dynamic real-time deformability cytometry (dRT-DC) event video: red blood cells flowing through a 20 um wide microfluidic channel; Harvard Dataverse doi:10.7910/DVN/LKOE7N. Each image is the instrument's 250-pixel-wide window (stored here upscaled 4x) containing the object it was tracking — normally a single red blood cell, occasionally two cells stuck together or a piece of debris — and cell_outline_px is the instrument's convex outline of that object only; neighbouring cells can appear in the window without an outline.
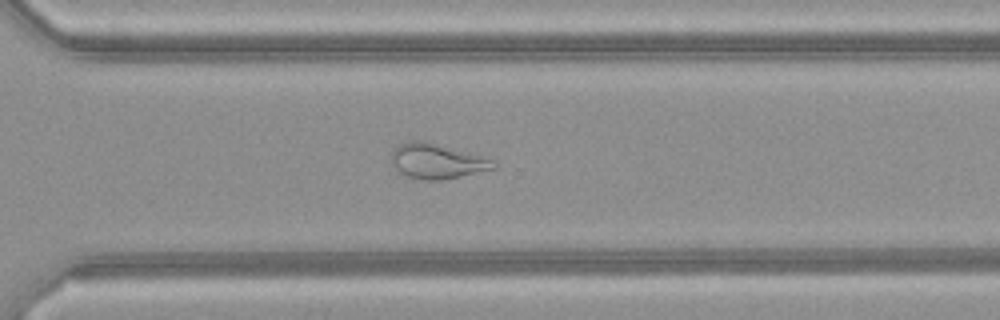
{"species": "common noctule bat (a hibernating species)", "species_latin": "Nyctalus noctula", "temperature_condition": "warm", "stored_images_in_passage": 41, "camera_frame_rate_fps": 3000, "um_per_image_px": 0.085, "animal": {"sex": "female", "body_mass_g": 21.9}, "frame": {"image": 1, "passage_image": 27, "time_ms": 8.667, "image_size_px": [1000, 320], "cell_outline_px": [[496, 168], [444, 180], [420, 180], [404, 176], [392, 164], [392, 152], [400, 144], [412, 140], [424, 140], [496, 160]], "centroid_in_image_um": [37.15, 13.71], "position_along_channel_um": 333.5, "area_um2": 20.87}}
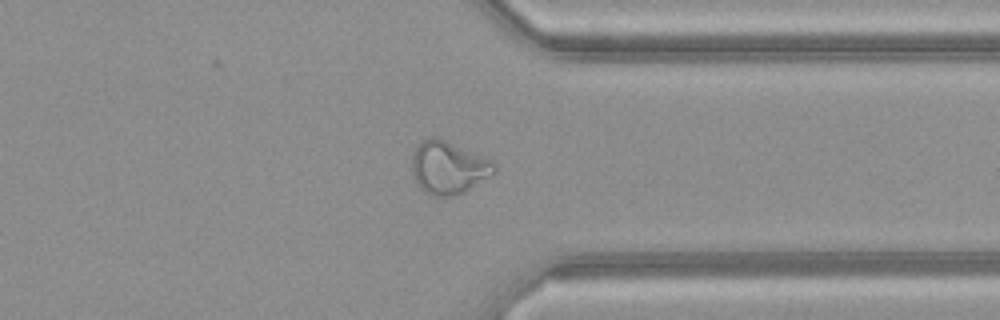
{"frame": {"image": 2, "passage_image": 30, "time_ms": 9.667, "image_size_px": [1000, 320], "cell_outline_px": [[496, 172], [464, 192], [456, 196], [432, 196], [424, 192], [416, 184], [412, 172], [412, 152], [416, 144], [420, 140], [428, 136], [440, 136], [492, 160], [496, 164]], "centroid_in_image_um": [38.08, 14.2], "position_along_channel_um": 373.3, "area_um2": 26.07}}
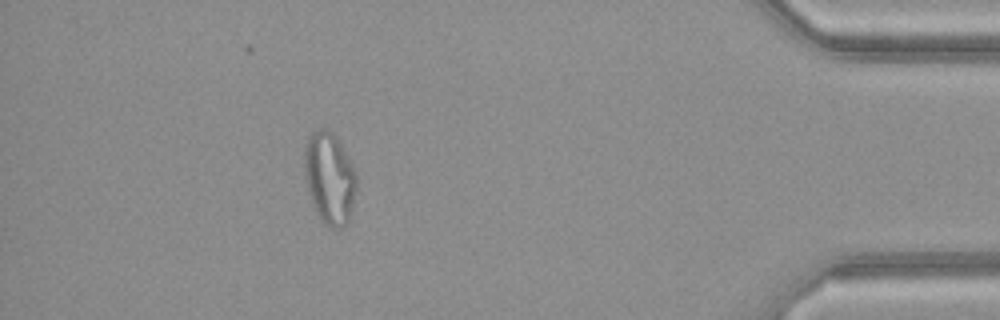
{"frame": {"image": 3, "passage_image": 36, "time_ms": 11.667, "image_size_px": [1000, 320], "cell_outline_px": [[356, 192], [348, 220], [344, 228], [332, 228], [324, 224], [320, 220], [312, 204], [308, 192], [304, 172], [304, 148], [308, 136], [312, 132], [320, 128], [328, 128], [336, 136], [352, 164], [356, 172]], "centroid_in_image_um": [27.99, 15.13], "position_along_channel_um": 407.2, "area_um2": 28.15}, "authors_computed_cell_mechanics": {"area_um2": 26.0678, "velocity_mm_per_s": 4.1961, "shape_relaxation_time_tau1_ms": null, "shape_relaxation_time_tau2_ms": 1.1981, "deformation_change_tau1": null, "deformation_change_tau2": 0.0929}}